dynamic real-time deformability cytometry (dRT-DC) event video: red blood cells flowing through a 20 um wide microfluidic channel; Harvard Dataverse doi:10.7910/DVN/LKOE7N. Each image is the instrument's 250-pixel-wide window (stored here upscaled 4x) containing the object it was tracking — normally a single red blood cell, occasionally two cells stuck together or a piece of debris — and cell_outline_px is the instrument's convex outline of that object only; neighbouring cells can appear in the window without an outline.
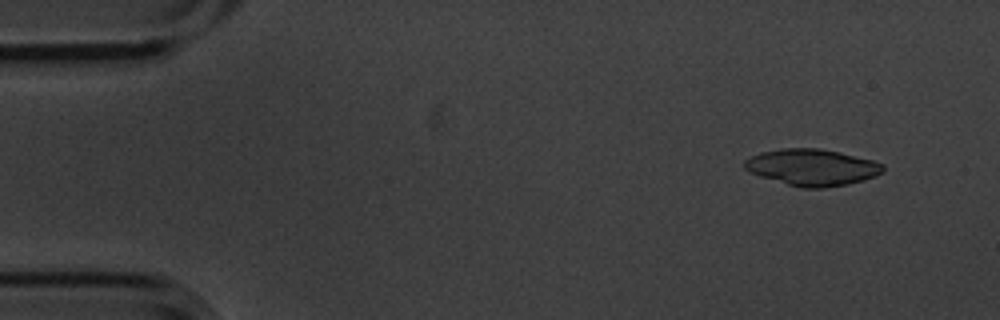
{"species": "common noctule bat (a hibernating species)", "species_latin": "Nyctalus noctula", "temperature_condition": "cold", "stored_images_in_passage": 7, "camera_frame_rate_fps": 3000, "um_per_image_px": 0.085, "animal": {"sex": "male", "body_mass_g": 20.1, "forearm_length_mm": 53.5}, "frame": {"image": 1, "passage_image": 2, "time_ms": 0.333, "image_size_px": [1000, 320], "cell_outline_px": [[884, 172], [848, 184], [824, 188], [800, 188], [760, 176], [748, 172], [744, 168], [744, 160], [760, 152], [780, 148], [820, 148], [840, 152], [872, 160], [884, 164]], "centroid_in_image_um": [68.99, 14.21], "position_along_channel_um": 16.0, "area_um2": 29.48}}